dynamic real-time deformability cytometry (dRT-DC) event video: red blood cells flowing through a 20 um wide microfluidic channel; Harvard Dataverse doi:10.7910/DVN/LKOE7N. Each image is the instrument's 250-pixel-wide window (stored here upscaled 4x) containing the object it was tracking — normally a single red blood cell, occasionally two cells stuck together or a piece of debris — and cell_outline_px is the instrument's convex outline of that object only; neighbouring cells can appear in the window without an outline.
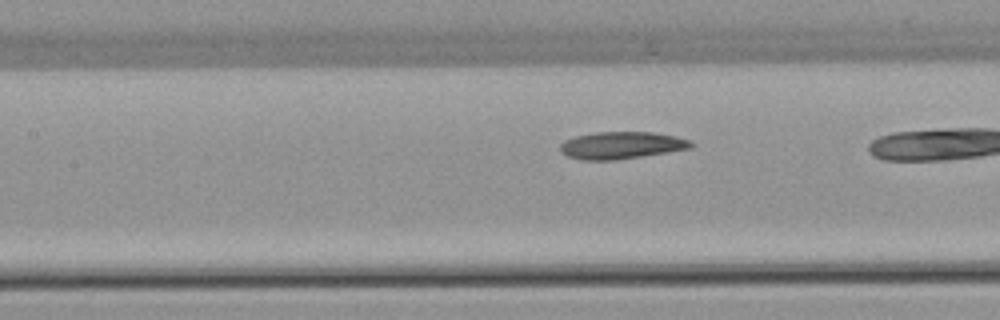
{"species": "common noctule bat (a hibernating species)", "species_latin": "Nyctalus noctula", "temperature_condition": "warm", "stored_images_in_passage": 6, "camera_frame_rate_fps": 3000, "um_per_image_px": 0.085, "animal": {"sex": "female", "body_mass_g": 22.7, "forearm_length_mm": 54.2}, "frame": {"image": 1, "passage_image": 5, "time_ms": 1.333, "image_size_px": [1000, 320], "cell_outline_px": [[696, 144], [692, 148], [668, 152], [616, 160], [580, 160], [568, 156], [560, 152], [560, 144], [564, 140], [576, 136], [596, 132], [652, 132], [676, 136], [688, 140]], "centroid_in_image_um": [52.82, 12.35], "position_along_channel_um": 154.6, "area_um2": 20.81}}